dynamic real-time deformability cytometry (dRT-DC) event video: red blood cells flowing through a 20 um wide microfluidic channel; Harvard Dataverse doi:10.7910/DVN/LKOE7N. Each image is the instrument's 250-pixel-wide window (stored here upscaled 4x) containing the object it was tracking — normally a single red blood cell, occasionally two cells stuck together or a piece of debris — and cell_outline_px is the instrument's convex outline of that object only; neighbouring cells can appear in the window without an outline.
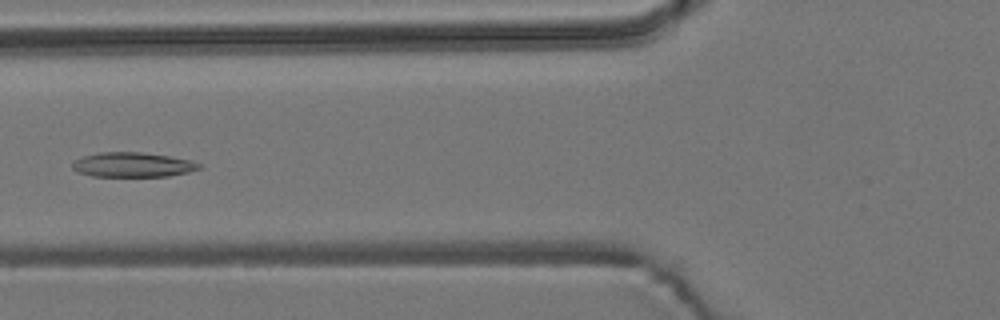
{"species": "common noctule bat (a hibernating species)", "species_latin": "Nyctalus noctula", "temperature_condition": "room temperature", "stored_images_in_passage": 5, "camera_frame_rate_fps": 3000, "um_per_image_px": 0.085, "animal": {"sex": "male", "body_mass_g": 19.2, "forearm_length_mm": 51.8}, "frame": {"image": 1, "passage_image": 5, "time_ms": 1.333, "image_size_px": [1000, 320], "cell_outline_px": [[204, 168], [188, 172], [168, 176], [92, 176], [76, 172], [72, 168], [72, 164], [76, 160], [84, 156], [100, 152], [140, 152], [168, 156], [192, 160], [200, 164]], "centroid_in_image_um": [11.3, 14.0], "position_along_channel_um": 114.5, "area_um2": 18.21}}